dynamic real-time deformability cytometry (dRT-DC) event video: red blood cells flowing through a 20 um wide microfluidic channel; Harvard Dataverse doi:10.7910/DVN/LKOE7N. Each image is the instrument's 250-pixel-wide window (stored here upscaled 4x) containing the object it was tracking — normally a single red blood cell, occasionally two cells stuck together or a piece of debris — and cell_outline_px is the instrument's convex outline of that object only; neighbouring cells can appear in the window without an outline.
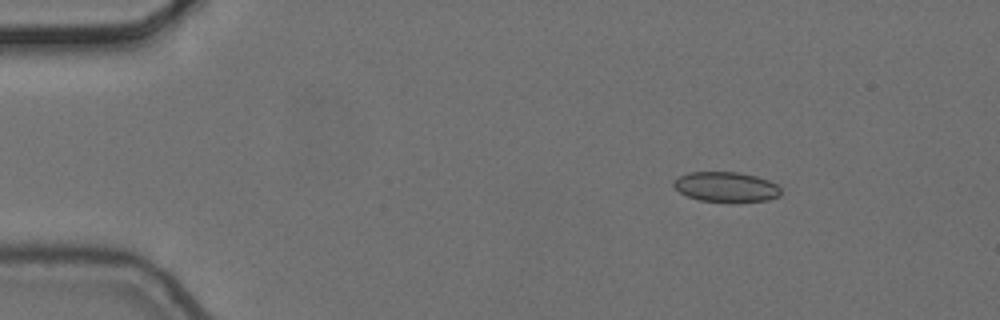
{"species": "common noctule bat (a hibernating species)", "species_latin": "Nyctalus noctula", "temperature_condition": "cold", "stored_images_in_passage": 4, "camera_frame_rate_fps": 3000, "um_per_image_px": 0.085, "animal": {"sex": "female", "body_mass_g": 24.6, "forearm_length_mm": 56.2}, "frame": {"image": 1, "passage_image": 2, "time_ms": 0.333, "image_size_px": [1000, 320], "cell_outline_px": [[780, 196], [768, 200], [700, 200], [688, 196], [680, 192], [672, 184], [680, 176], [688, 172], [740, 172], [756, 176], [768, 180], [776, 184], [780, 188]], "centroid_in_image_um": [61.72, 15.85], "position_along_channel_um": 23.3, "area_um2": 18.15}}